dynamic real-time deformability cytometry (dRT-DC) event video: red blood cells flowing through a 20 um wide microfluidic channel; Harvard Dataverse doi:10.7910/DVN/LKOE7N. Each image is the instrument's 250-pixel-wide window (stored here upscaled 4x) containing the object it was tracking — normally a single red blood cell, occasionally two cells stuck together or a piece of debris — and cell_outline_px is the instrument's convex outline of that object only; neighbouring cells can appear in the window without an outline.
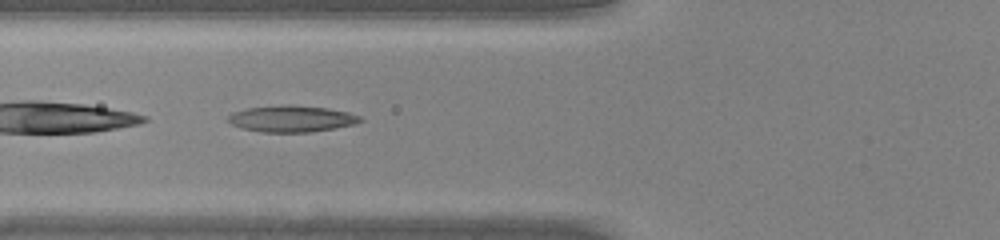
{"species": "common noctule bat (a hibernating species)", "species_latin": "Nyctalus noctula", "temperature_condition": "warm", "stored_images_in_passage": 47, "camera_frame_rate_fps": 3000, "um_per_image_px": 0.085, "animal": {"sex": "male", "body_mass_g": 20.0, "forearm_length_mm": 53.3}, "frame": {"image": 1, "passage_image": 19, "time_ms": 6.0, "image_size_px": [1000, 240], "cell_outline_px": [[364, 120], [356, 124], [312, 132], [260, 132], [240, 128], [232, 124], [228, 120], [228, 116], [232, 112], [248, 108], [284, 104], [292, 104], [328, 108], [348, 112], [360, 116]], "centroid_in_image_um": [24.8, 10.09], "position_along_channel_um": 101.0, "area_um2": 20.58}}
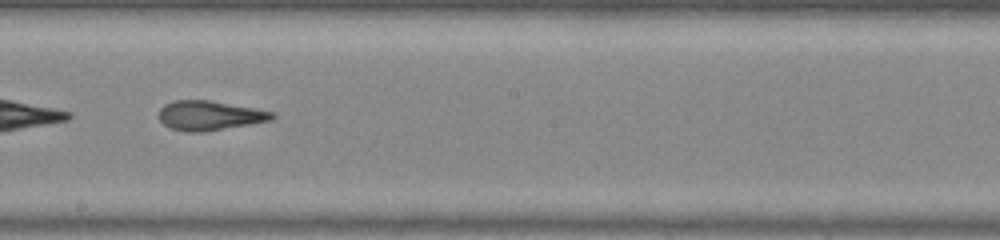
{"frame": {"image": 2, "passage_image": 28, "time_ms": 9.0, "image_size_px": [1000, 240], "cell_outline_px": [[276, 116], [272, 120], [252, 124], [204, 132], [184, 132], [172, 128], [164, 124], [160, 120], [160, 108], [164, 104], [176, 100], [208, 100], [256, 108], [276, 112]], "centroid_in_image_um": [17.86, 9.82], "position_along_channel_um": 230.3, "area_um2": 19.59}}
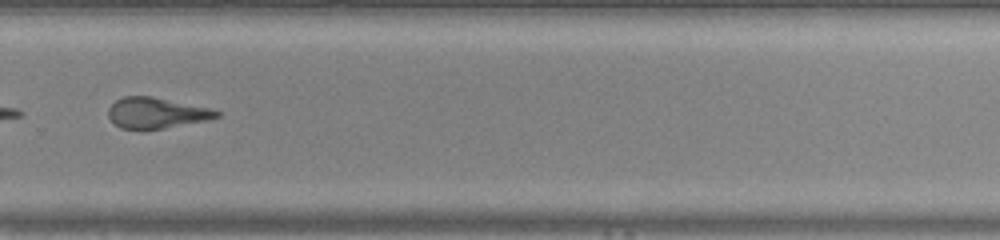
{"frame": {"image": 3, "passage_image": 34, "time_ms": 11.0, "image_size_px": [1000, 240], "cell_outline_px": [[220, 116], [208, 120], [164, 128], [140, 132], [120, 128], [108, 116], [108, 108], [116, 100], [124, 96], [152, 96], [212, 108], [220, 112]], "centroid_in_image_um": [13.28, 9.62], "position_along_channel_um": 316.5, "area_um2": 19.88}, "authors_computed_cell_mechanics": {"area_um2": 22.3108, "velocity_mm_per_s": 4.3163, "shape_relaxation_time_tau1_ms": 4.1856, "shape_relaxation_time_tau2_ms": 3.3829, "deformation_change_tau1": 0.1626, "deformation_change_tau2": 0.1469}}